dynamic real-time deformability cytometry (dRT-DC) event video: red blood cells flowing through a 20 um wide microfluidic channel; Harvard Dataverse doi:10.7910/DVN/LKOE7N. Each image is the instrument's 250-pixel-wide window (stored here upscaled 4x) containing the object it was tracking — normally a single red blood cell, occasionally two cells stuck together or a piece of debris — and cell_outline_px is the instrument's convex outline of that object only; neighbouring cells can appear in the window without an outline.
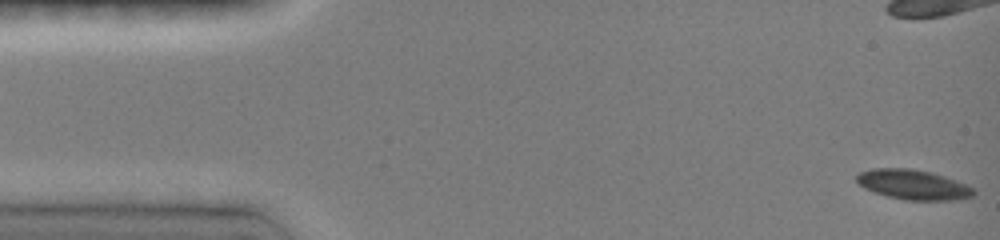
{"species": "common noctule bat (a hibernating species)", "species_latin": "Nyctalus noctula", "temperature_condition": "room temperature", "stored_images_in_passage": 32, "camera_frame_rate_fps": 3000, "um_per_image_px": 0.085, "animal": {"sex": "female", "body_mass_g": 19.0, "forearm_length_mm": 51.5}, "frame": {"image": 1, "passage_image": 1, "time_ms": 0.0, "image_size_px": [1000, 240], "cell_outline_px": [[976, 192], [972, 196], [960, 200], [904, 200], [888, 196], [864, 188], [856, 180], [856, 176], [860, 172], [872, 168], [912, 168], [932, 172], [968, 184], [976, 188]], "centroid_in_image_um": [77.68, 15.69], "position_along_channel_um": 7.3, "area_um2": 20.58}}